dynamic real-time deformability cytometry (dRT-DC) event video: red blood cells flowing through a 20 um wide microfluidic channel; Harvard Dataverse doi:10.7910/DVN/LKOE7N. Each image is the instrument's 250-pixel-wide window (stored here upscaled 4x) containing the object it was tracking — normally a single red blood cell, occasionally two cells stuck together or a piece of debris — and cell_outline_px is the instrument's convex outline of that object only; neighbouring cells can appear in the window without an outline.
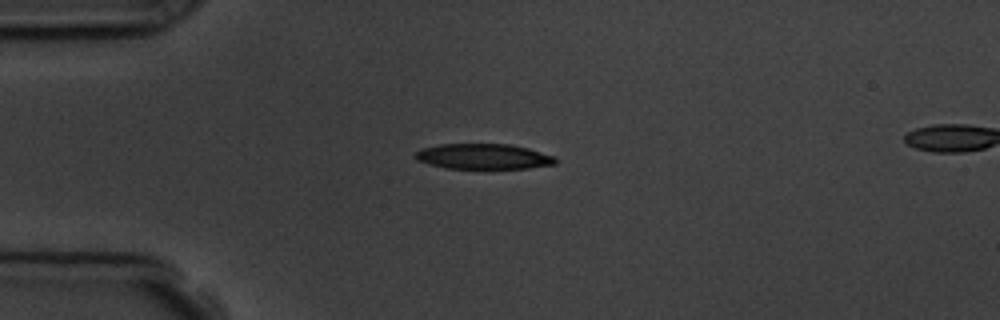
{"species": "common noctule bat (a hibernating species)", "species_latin": "Nyctalus noctula", "temperature_condition": "room temperature", "stored_images_in_passage": 8, "camera_frame_rate_fps": 3000, "um_per_image_px": 0.085, "animal": {"sex": "male", "body_mass_g": 19.5, "forearm_length_mm": 54.6}, "frame": {"image": 1, "passage_image": 3, "time_ms": 2.333, "image_size_px": [1000, 320], "cell_outline_px": [[556, 164], [528, 168], [444, 168], [416, 160], [416, 152], [420, 148], [440, 144], [512, 144], [528, 148], [556, 156]], "centroid_in_image_um": [41.11, 13.29], "position_along_channel_um": 43.9, "area_um2": 20.75}}